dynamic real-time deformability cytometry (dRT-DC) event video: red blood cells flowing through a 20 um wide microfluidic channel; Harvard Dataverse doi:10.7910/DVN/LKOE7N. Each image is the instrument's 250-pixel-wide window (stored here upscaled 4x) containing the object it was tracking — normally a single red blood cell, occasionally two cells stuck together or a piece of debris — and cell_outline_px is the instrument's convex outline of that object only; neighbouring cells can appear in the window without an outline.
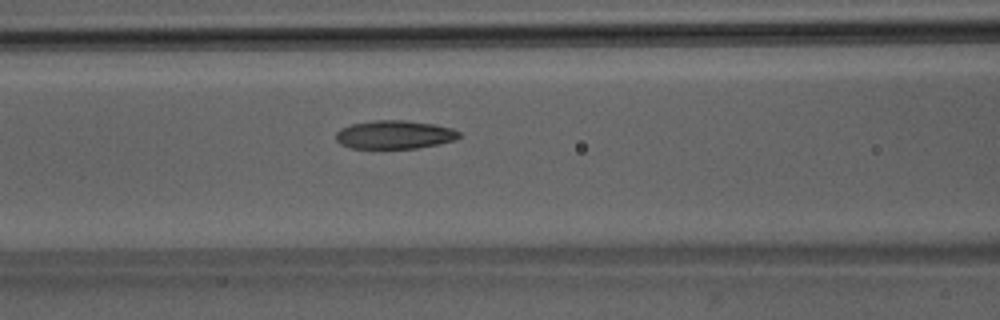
{"species": "Egyptian fruit bat (a non-hibernating species)", "species_latin": "Rousettus aegyptiacus", "temperature_condition": "room temperature", "stored_images_in_passage": 37, "camera_frame_rate_fps": 3000, "um_per_image_px": 0.085, "animal": {"sex": "male"}, "frame": {"image": 1, "passage_image": 8, "time_ms": 2.333, "image_size_px": [1000, 320], "cell_outline_px": [[460, 136], [456, 140], [416, 148], [352, 148], [340, 144], [336, 140], [336, 132], [340, 128], [352, 124], [372, 120], [404, 120], [436, 124], [452, 128], [460, 132]], "centroid_in_image_um": [33.53, 11.43], "position_along_channel_um": 133.1, "area_um2": 20.46}}
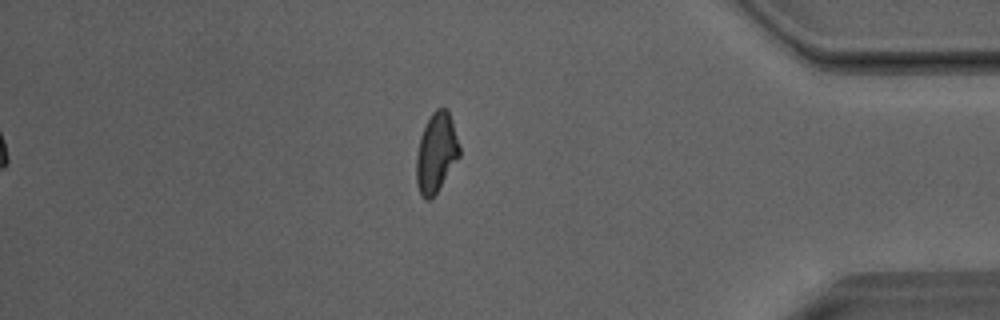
{"frame": {"image": 2, "passage_image": 30, "time_ms": 9.667, "image_size_px": [1000, 320], "cell_outline_px": [[460, 156], [436, 192], [428, 200], [424, 200], [420, 196], [416, 184], [416, 156], [420, 136], [432, 112], [436, 108], [448, 108], [452, 120], [460, 148]], "centroid_in_image_um": [37.06, 12.98], "position_along_channel_um": 398.1, "area_um2": 19.94}}
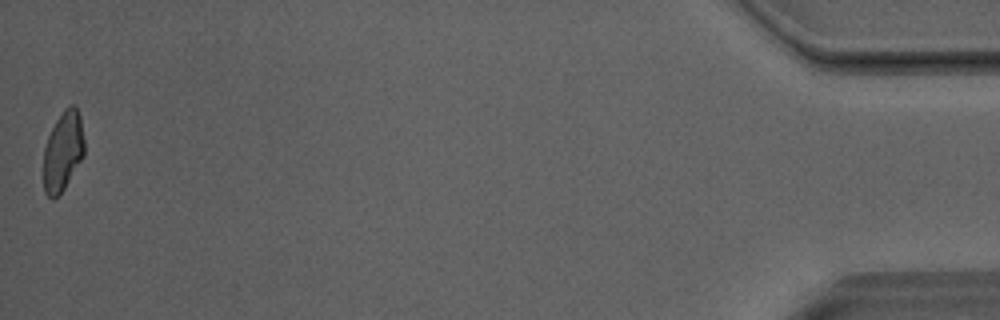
{"frame": {"image": 3, "passage_image": 37, "time_ms": 12.0, "image_size_px": [1000, 320], "cell_outline_px": [[84, 156], [64, 188], [52, 200], [44, 192], [44, 148], [48, 136], [56, 120], [64, 108], [72, 104], [76, 108], [80, 116], [84, 140]], "centroid_in_image_um": [5.35, 12.84], "position_along_channel_um": 429.8, "area_um2": 18.79}, "authors_computed_cell_mechanics": {"area_um2": 20.1722, "velocity_mm_per_s": 4.076, "shape_relaxation_time_tau1_ms": 9.8212, "shape_relaxation_time_tau2_ms": 2.1292, "deformation_change_tau1": 0.2432, "deformation_change_tau2": 0.0839}}